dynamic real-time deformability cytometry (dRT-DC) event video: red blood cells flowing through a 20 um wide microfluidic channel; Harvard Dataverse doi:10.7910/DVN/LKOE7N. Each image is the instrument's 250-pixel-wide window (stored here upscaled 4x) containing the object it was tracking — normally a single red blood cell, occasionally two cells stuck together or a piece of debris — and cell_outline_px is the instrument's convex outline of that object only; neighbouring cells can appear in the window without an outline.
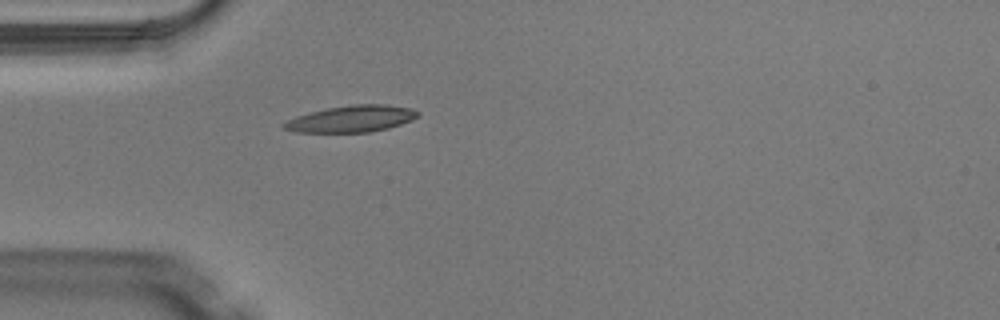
{"species": "Egyptian fruit bat (a non-hibernating species)", "species_latin": "Rousettus aegyptiacus", "temperature_condition": "warm", "stored_images_in_passage": 4, "camera_frame_rate_fps": 3000, "um_per_image_px": 0.085, "animal": {"sex": "male"}, "frame": {"image": 1, "passage_image": 4, "time_ms": 1.0, "image_size_px": [1000, 320], "cell_outline_px": [[420, 116], [412, 120], [388, 128], [368, 132], [296, 132], [280, 128], [280, 124], [296, 116], [308, 112], [328, 108], [352, 104], [388, 104], [412, 108], [420, 112]], "centroid_in_image_um": [29.87, 10.09], "position_along_channel_um": 55.1, "area_um2": 20.98}}